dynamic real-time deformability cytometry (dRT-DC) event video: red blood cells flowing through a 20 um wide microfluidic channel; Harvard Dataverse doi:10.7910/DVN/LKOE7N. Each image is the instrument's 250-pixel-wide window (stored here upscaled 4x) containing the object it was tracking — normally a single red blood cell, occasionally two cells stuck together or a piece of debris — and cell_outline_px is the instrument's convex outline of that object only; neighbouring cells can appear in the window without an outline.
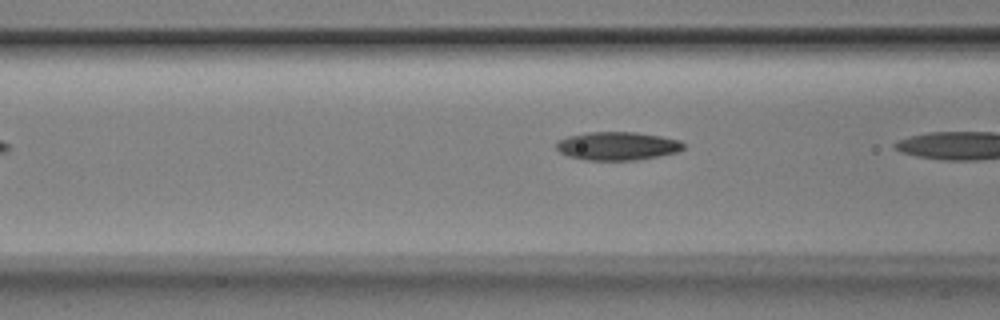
{"species": "Egyptian fruit bat (a non-hibernating species)", "species_latin": "Rousettus aegyptiacus", "temperature_condition": "room temperature", "stored_images_in_passage": 6, "camera_frame_rate_fps": 3000, "um_per_image_px": 0.085, "animal": {"sex": "male"}, "frame": {"image": 1, "passage_image": 6, "time_ms": 1.667, "image_size_px": [1000, 320], "cell_outline_px": [[684, 148], [680, 152], [660, 156], [636, 160], [584, 160], [568, 156], [560, 152], [556, 148], [556, 144], [560, 140], [568, 136], [588, 132], [636, 132], [660, 136], [680, 140], [684, 144]], "centroid_in_image_um": [52.51, 12.41], "position_along_channel_um": 114.1, "area_um2": 21.1}}